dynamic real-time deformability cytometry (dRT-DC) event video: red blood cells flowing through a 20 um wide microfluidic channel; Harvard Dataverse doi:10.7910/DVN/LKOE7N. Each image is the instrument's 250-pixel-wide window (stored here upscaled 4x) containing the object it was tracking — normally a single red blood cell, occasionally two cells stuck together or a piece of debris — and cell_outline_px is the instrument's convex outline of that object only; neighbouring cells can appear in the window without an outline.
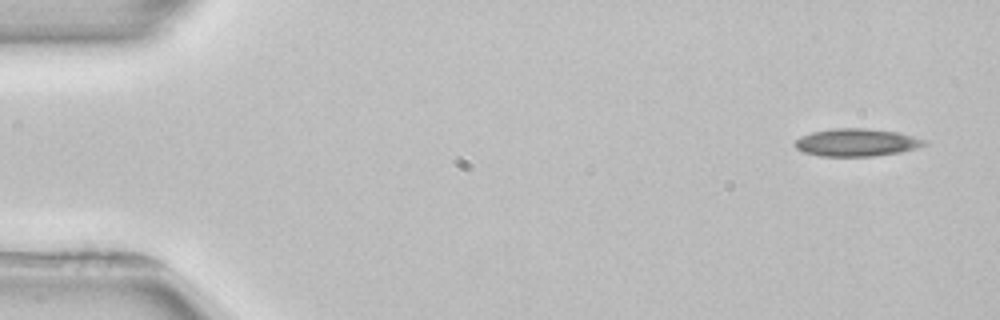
{"species": "common noctule bat (a hibernating species)", "species_latin": "Nyctalus noctula", "temperature_condition": "room temperature", "stored_images_in_passage": 5, "segment_of_instrument_passage": [1, 2], "camera_frame_rate_fps": 3000, "um_per_image_px": 0.085, "animal": {"sex": "female", "body_mass_g": 22.7, "forearm_length_mm": 54.2}, "frame": {"image": 1, "passage_image": 1, "time_ms": 0.0, "image_size_px": [1000, 320], "cell_outline_px": [[928, 144], [916, 148], [900, 152], [872, 156], [820, 156], [804, 152], [796, 148], [796, 140], [800, 136], [812, 132], [832, 128], [864, 128], [896, 132], [928, 140]], "centroid_in_image_um": [72.82, 12.1], "position_along_channel_um": 12.2, "area_um2": 20.75}}